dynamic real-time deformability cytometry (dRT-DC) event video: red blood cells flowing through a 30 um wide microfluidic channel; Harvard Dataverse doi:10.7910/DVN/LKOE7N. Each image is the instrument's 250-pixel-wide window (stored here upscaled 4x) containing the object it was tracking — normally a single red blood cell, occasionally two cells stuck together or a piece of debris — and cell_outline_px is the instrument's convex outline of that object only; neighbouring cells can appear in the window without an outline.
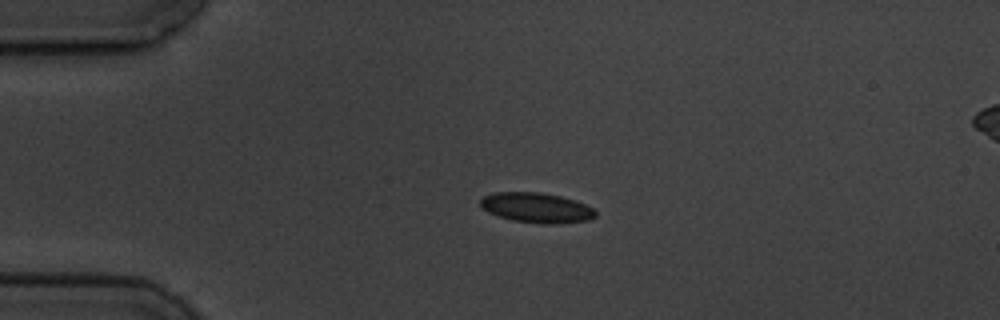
{"species": "common noctule bat (a hibernating species)", "species_latin": "Nyctalus noctula", "temperature_condition": "cold", "stored_images_in_passage": 5, "segment_of_instrument_passage": [1, 2], "camera_frame_rate_fps": 3000, "um_per_image_px": 0.085, "animal": {"sex": "male", "body_mass_g": 19.5, "forearm_length_mm": 54.6}, "frame": {"image": 1, "passage_image": 3, "time_ms": 3.333, "image_size_px": [1000, 320], "cell_outline_px": [[596, 216], [588, 220], [556, 224], [544, 224], [512, 220], [488, 212], [480, 204], [480, 200], [484, 196], [492, 192], [540, 192], [560, 196], [576, 200], [592, 208], [596, 212]], "centroid_in_image_um": [45.61, 17.65], "position_along_channel_um": 39.4, "area_um2": 20.06}}